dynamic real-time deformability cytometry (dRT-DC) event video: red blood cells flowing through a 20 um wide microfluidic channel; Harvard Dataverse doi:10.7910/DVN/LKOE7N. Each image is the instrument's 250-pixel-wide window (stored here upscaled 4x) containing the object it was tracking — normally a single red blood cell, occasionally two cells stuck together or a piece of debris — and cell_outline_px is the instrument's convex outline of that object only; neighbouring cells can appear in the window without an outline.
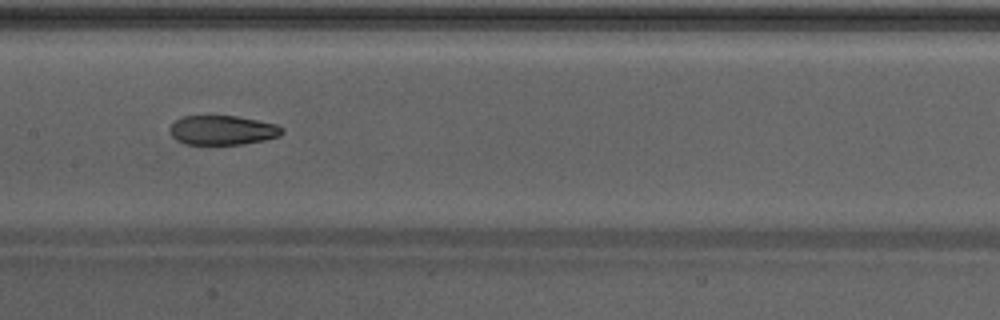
{"species": "Egyptian fruit bat (a non-hibernating species)", "species_latin": "Rousettus aegyptiacus", "temperature_condition": "warm", "stored_images_in_passage": 41, "camera_frame_rate_fps": 3000, "um_per_image_px": 0.085, "animal": {"sex": "male"}, "frame": {"image": 1, "passage_image": 24, "time_ms": 7.667, "image_size_px": [1000, 320], "cell_outline_px": [[284, 132], [280, 136], [264, 140], [244, 144], [184, 144], [176, 140], [172, 136], [168, 128], [176, 120], [184, 116], [236, 116], [276, 124], [284, 128]], "centroid_in_image_um": [18.92, 11.07], "position_along_channel_um": 188.5, "area_um2": 19.25}}
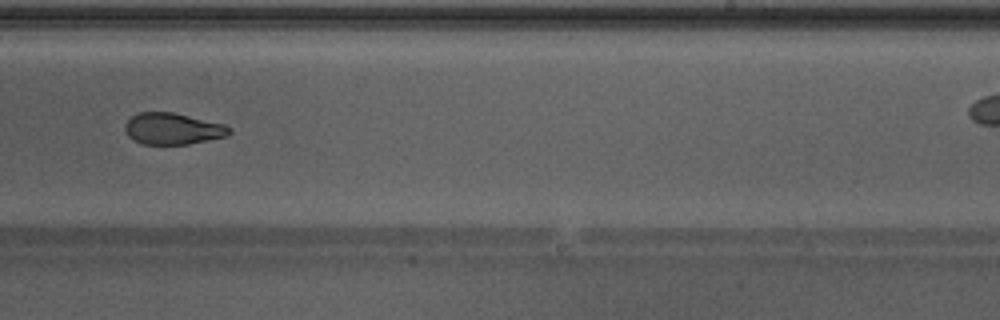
{"frame": {"image": 2, "passage_image": 30, "time_ms": 9.667, "image_size_px": [1000, 320], "cell_outline_px": [[232, 132], [228, 136], [188, 144], [144, 144], [128, 136], [124, 128], [124, 124], [136, 112], [172, 112], [224, 124], [232, 128]], "centroid_in_image_um": [14.69, 10.94], "position_along_channel_um": 274.3, "area_um2": 19.13}}